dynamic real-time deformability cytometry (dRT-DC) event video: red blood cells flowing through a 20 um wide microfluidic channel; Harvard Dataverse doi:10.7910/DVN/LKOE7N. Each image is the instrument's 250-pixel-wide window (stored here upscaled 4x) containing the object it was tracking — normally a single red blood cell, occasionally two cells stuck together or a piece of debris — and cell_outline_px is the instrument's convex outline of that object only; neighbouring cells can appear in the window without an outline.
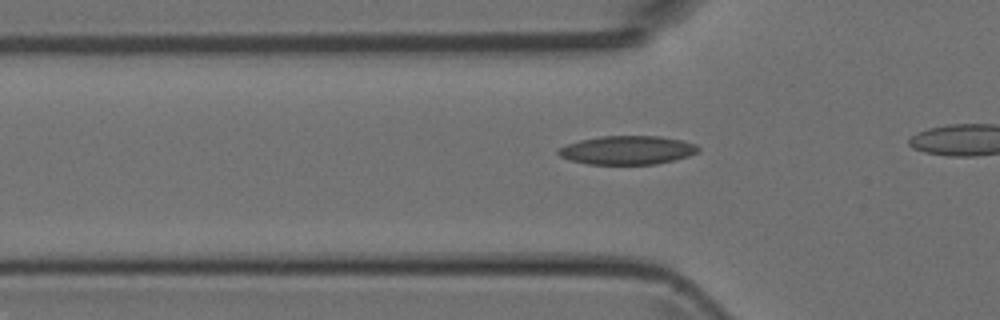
{"species": "Egyptian fruit bat (a non-hibernating species)", "species_latin": "Rousettus aegyptiacus", "temperature_condition": "room temperature", "stored_images_in_passage": 19, "camera_frame_rate_fps": 3000, "um_per_image_px": 0.085, "animal": {"sex": "female"}, "frame": {"image": 1, "passage_image": 11, "time_ms": 3.333, "image_size_px": [1000, 320], "cell_outline_px": [[700, 148], [696, 152], [688, 156], [656, 164], [588, 164], [568, 160], [560, 156], [556, 152], [560, 148], [568, 144], [580, 140], [600, 136], [660, 136], [684, 140], [696, 144]], "centroid_in_image_um": [53.32, 12.76], "position_along_channel_um": 72.5, "area_um2": 23.35}}
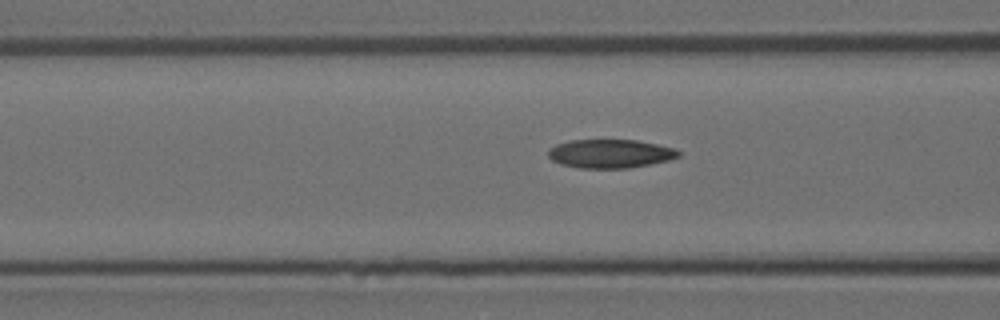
{"frame": {"image": 2, "passage_image": 14, "time_ms": 4.333, "image_size_px": [1000, 320], "cell_outline_px": [[680, 156], [668, 160], [628, 168], [580, 168], [560, 164], [552, 160], [548, 156], [548, 148], [556, 144], [568, 140], [636, 140], [656, 144], [672, 148], [680, 152]], "centroid_in_image_um": [51.81, 13.06], "position_along_channel_um": 114.8, "area_um2": 21.68}}